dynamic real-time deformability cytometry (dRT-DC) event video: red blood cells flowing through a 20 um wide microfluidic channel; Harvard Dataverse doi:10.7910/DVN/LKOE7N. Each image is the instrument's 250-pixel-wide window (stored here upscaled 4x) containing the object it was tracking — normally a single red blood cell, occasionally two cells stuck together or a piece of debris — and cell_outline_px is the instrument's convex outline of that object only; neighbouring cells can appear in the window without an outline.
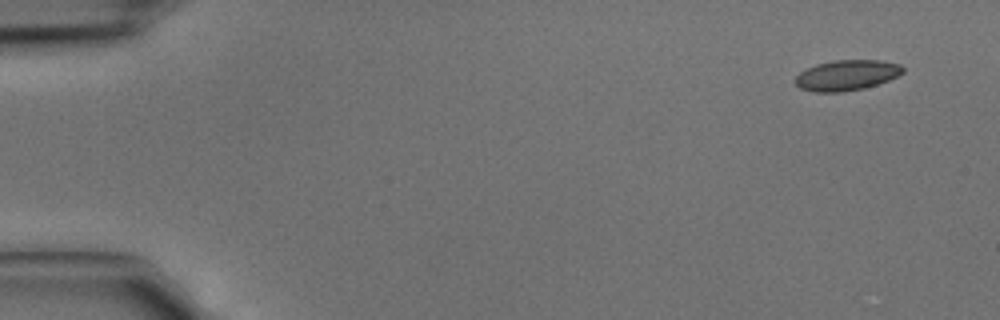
{"species": "common noctule bat (a hibernating species)", "species_latin": "Nyctalus noctula", "temperature_condition": "cold", "stored_images_in_passage": 5, "camera_frame_rate_fps": 3000, "um_per_image_px": 0.085, "animal": {"sex": "male", "body_mass_g": 15.6}, "frame": {"image": 1, "passage_image": 1, "time_ms": 0.0, "image_size_px": [1000, 320], "cell_outline_px": [[904, 72], [888, 80], [864, 88], [840, 92], [812, 92], [800, 88], [796, 84], [796, 76], [800, 72], [816, 64], [836, 60], [880, 60], [900, 64], [904, 68]], "centroid_in_image_um": [71.97, 6.39], "position_along_channel_um": 13.0, "area_um2": 18.96}}